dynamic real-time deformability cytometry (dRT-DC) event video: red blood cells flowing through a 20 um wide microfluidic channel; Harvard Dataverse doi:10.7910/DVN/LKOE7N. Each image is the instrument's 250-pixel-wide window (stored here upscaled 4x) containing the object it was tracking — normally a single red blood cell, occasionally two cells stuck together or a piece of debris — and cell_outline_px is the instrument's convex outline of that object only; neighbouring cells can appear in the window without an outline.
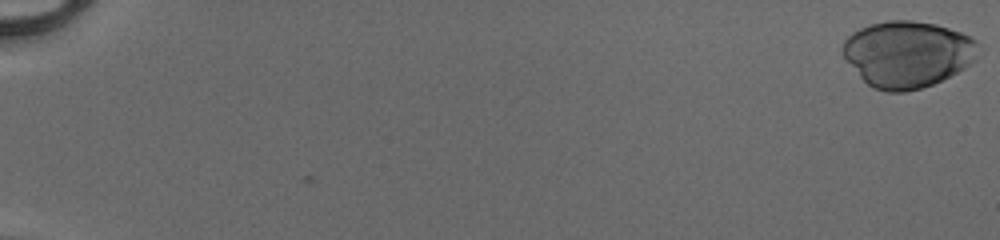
{"species": "human", "species_latin": "Homo sapiens", "temperature_condition": "cold", "stored_images_in_passage": 52, "camera_frame_rate_fps": 3000, "um_per_image_px": 0.085, "donor": {"sex": "male"}, "frame": {"image": 1, "passage_image": 1, "time_ms": 0.0, "image_size_px": [1000, 240], "cell_outline_px": [[976, 60], [964, 68], [932, 84], [920, 88], [904, 92], [888, 92], [872, 88], [860, 76], [844, 56], [840, 48], [844, 40], [852, 32], [860, 28], [872, 24], [888, 20], [912, 20], [936, 24], [972, 36], [976, 40]], "centroid_in_image_um": [77.12, 4.58], "position_along_channel_um": 7.9, "area_um2": 52.19}}
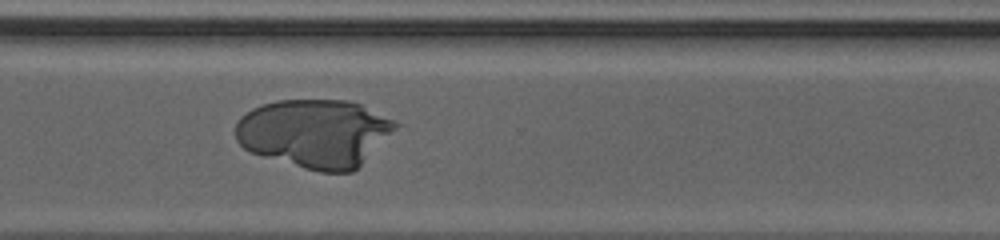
{"frame": {"image": 2, "passage_image": 41, "time_ms": 13.333, "image_size_px": [1000, 240], "cell_outline_px": [[400, 124], [352, 172], [320, 172], [304, 168], [264, 156], [252, 152], [244, 148], [236, 140], [236, 124], [240, 116], [252, 108], [264, 104], [280, 100], [348, 100], [360, 104], [396, 120]], "centroid_in_image_um": [26.73, 11.31], "position_along_channel_um": 343.9, "area_um2": 63.12}}
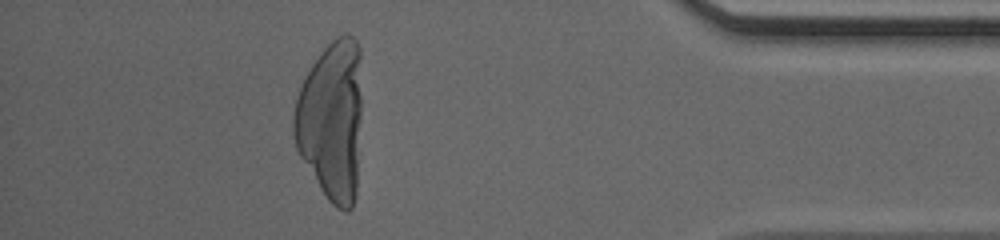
{"frame": {"image": 3, "passage_image": 48, "time_ms": 15.667, "image_size_px": [1000, 240], "cell_outline_px": [[360, 120], [356, 192], [352, 208], [348, 212], [344, 212], [336, 208], [328, 200], [320, 188], [300, 156], [296, 148], [292, 136], [292, 116], [296, 100], [304, 76], [320, 52], [336, 36], [344, 32], [348, 32], [356, 40], [360, 48]], "centroid_in_image_um": [28.16, 10.22], "position_along_channel_um": 407.0, "area_um2": 64.04}}